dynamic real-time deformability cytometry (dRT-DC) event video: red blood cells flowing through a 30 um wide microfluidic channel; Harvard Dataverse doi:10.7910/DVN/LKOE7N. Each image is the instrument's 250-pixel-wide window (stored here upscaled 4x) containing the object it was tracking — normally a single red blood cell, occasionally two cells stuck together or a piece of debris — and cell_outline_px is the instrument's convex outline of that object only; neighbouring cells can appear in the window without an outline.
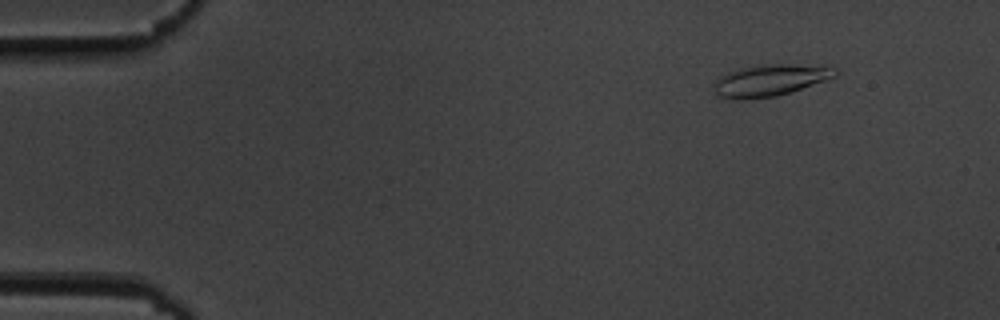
{"species": "common noctule bat (a hibernating species)", "species_latin": "Nyctalus noctula", "temperature_condition": "cold", "stored_images_in_passage": 54, "camera_frame_rate_fps": 3000, "um_per_image_px": 0.085, "animal": {"sex": "male", "body_mass_g": 19.5, "forearm_length_mm": 54.6}, "frame": {"image": 1, "passage_image": 4, "time_ms": 1.0, "image_size_px": [1000, 320], "cell_outline_px": [[840, 72], [836, 76], [792, 92], [776, 96], [736, 100], [720, 96], [716, 92], [716, 80], [720, 76], [728, 72], [744, 68], [764, 64], [824, 64]], "centroid_in_image_um": [65.55, 6.8], "position_along_channel_um": 19.5, "area_um2": 22.31}}
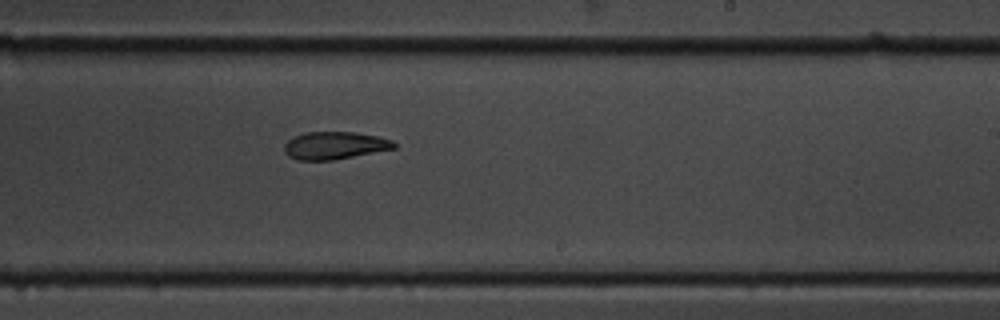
{"frame": {"image": 2, "passage_image": 32, "time_ms": 10.333, "image_size_px": [1000, 320], "cell_outline_px": [[396, 148], [332, 160], [296, 160], [288, 156], [284, 152], [284, 144], [288, 140], [304, 132], [356, 132], [376, 136], [392, 140], [396, 144]], "centroid_in_image_um": [28.42, 12.36], "position_along_channel_um": 260.6, "area_um2": 17.57}}
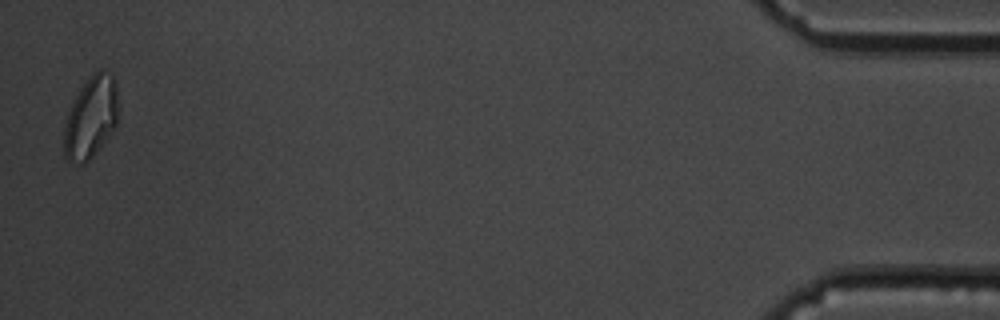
{"frame": {"image": 3, "passage_image": 53, "time_ms": 17.333, "image_size_px": [1000, 320], "cell_outline_px": [[116, 124], [112, 132], [92, 156], [84, 164], [76, 164], [68, 160], [64, 156], [64, 124], [68, 112], [80, 88], [92, 72], [100, 68], [104, 68], [112, 72], [116, 84]], "centroid_in_image_um": [7.71, 9.94], "position_along_channel_um": 427.5, "area_um2": 25.84}, "authors_computed_cell_mechanics": {"area_um2": 19.1896, "velocity_mm_per_s": 3.5993, "shape_relaxation_time_tau1_ms": 5.9796, "shape_relaxation_time_tau2_ms": 9.7043, "deformation_change_tau1": 0.139, "deformation_change_tau2": 0.1754}}